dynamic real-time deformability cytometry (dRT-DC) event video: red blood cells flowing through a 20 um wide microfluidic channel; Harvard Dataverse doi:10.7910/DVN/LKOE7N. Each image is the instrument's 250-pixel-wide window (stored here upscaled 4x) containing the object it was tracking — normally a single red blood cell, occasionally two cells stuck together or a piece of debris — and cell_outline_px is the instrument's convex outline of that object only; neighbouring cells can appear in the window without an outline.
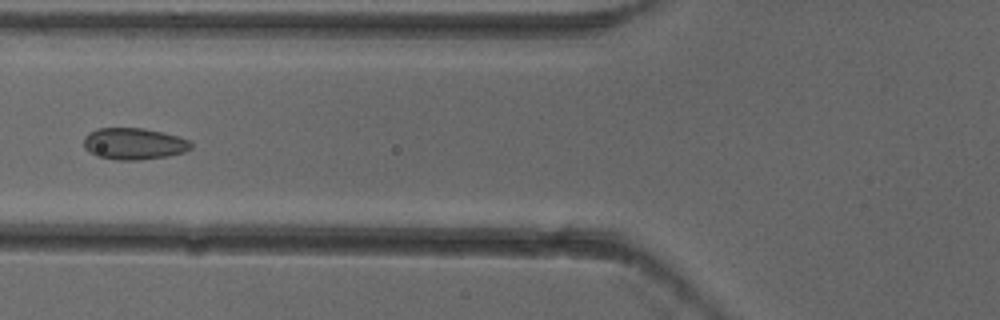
{"species": "common noctule bat (a hibernating species)", "species_latin": "Nyctalus noctula", "temperature_condition": "cold", "stored_images_in_passage": 6, "camera_frame_rate_fps": 3000, "um_per_image_px": 0.085, "animal": {"sex": "female"}, "frame": {"image": 1, "passage_image": 6, "time_ms": 1.667, "image_size_px": [1000, 320], "cell_outline_px": [[192, 148], [184, 152], [168, 156], [136, 160], [116, 160], [96, 156], [84, 148], [84, 136], [88, 132], [96, 128], [144, 128], [164, 132], [188, 140], [192, 144]], "centroid_in_image_um": [11.35, 12.21], "position_along_channel_um": 114.4, "area_um2": 19.88}}